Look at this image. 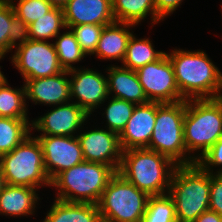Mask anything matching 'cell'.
<instances>
[{
	"mask_svg": "<svg viewBox=\"0 0 222 222\" xmlns=\"http://www.w3.org/2000/svg\"><path fill=\"white\" fill-rule=\"evenodd\" d=\"M177 87L185 100L215 99L222 72L203 50L174 49L167 53Z\"/></svg>",
	"mask_w": 222,
	"mask_h": 222,
	"instance_id": "6da1fadb",
	"label": "cell"
},
{
	"mask_svg": "<svg viewBox=\"0 0 222 222\" xmlns=\"http://www.w3.org/2000/svg\"><path fill=\"white\" fill-rule=\"evenodd\" d=\"M177 165L169 158L148 148L122 152L118 173L149 196L168 194L171 177Z\"/></svg>",
	"mask_w": 222,
	"mask_h": 222,
	"instance_id": "7a4b0ae2",
	"label": "cell"
},
{
	"mask_svg": "<svg viewBox=\"0 0 222 222\" xmlns=\"http://www.w3.org/2000/svg\"><path fill=\"white\" fill-rule=\"evenodd\" d=\"M211 173L197 163L176 166L168 195L173 199L178 222H194L209 210Z\"/></svg>",
	"mask_w": 222,
	"mask_h": 222,
	"instance_id": "3957f363",
	"label": "cell"
},
{
	"mask_svg": "<svg viewBox=\"0 0 222 222\" xmlns=\"http://www.w3.org/2000/svg\"><path fill=\"white\" fill-rule=\"evenodd\" d=\"M117 172L106 164L82 161L59 173L51 186L58 188L56 199L98 204L103 190Z\"/></svg>",
	"mask_w": 222,
	"mask_h": 222,
	"instance_id": "277c9868",
	"label": "cell"
},
{
	"mask_svg": "<svg viewBox=\"0 0 222 222\" xmlns=\"http://www.w3.org/2000/svg\"><path fill=\"white\" fill-rule=\"evenodd\" d=\"M183 129L186 151L197 161L222 138V106L215 99L186 100Z\"/></svg>",
	"mask_w": 222,
	"mask_h": 222,
	"instance_id": "5b68a950",
	"label": "cell"
},
{
	"mask_svg": "<svg viewBox=\"0 0 222 222\" xmlns=\"http://www.w3.org/2000/svg\"><path fill=\"white\" fill-rule=\"evenodd\" d=\"M185 112L186 100L174 103L157 102L155 126L147 147L166 156L177 166L196 163L187 153L184 143Z\"/></svg>",
	"mask_w": 222,
	"mask_h": 222,
	"instance_id": "8992f818",
	"label": "cell"
},
{
	"mask_svg": "<svg viewBox=\"0 0 222 222\" xmlns=\"http://www.w3.org/2000/svg\"><path fill=\"white\" fill-rule=\"evenodd\" d=\"M6 184L38 188L51 186L40 142L31 135L9 153L0 156Z\"/></svg>",
	"mask_w": 222,
	"mask_h": 222,
	"instance_id": "52a82bcc",
	"label": "cell"
},
{
	"mask_svg": "<svg viewBox=\"0 0 222 222\" xmlns=\"http://www.w3.org/2000/svg\"><path fill=\"white\" fill-rule=\"evenodd\" d=\"M149 195L118 172L103 190L97 206L102 222H141Z\"/></svg>",
	"mask_w": 222,
	"mask_h": 222,
	"instance_id": "ba28073f",
	"label": "cell"
},
{
	"mask_svg": "<svg viewBox=\"0 0 222 222\" xmlns=\"http://www.w3.org/2000/svg\"><path fill=\"white\" fill-rule=\"evenodd\" d=\"M24 80L45 78L63 72L54 44L29 39L10 57Z\"/></svg>",
	"mask_w": 222,
	"mask_h": 222,
	"instance_id": "9c48e42d",
	"label": "cell"
},
{
	"mask_svg": "<svg viewBox=\"0 0 222 222\" xmlns=\"http://www.w3.org/2000/svg\"><path fill=\"white\" fill-rule=\"evenodd\" d=\"M136 73L148 101L174 103L185 100L177 87L166 52L158 60L138 68Z\"/></svg>",
	"mask_w": 222,
	"mask_h": 222,
	"instance_id": "30bf717a",
	"label": "cell"
},
{
	"mask_svg": "<svg viewBox=\"0 0 222 222\" xmlns=\"http://www.w3.org/2000/svg\"><path fill=\"white\" fill-rule=\"evenodd\" d=\"M69 75L71 102L76 103L89 116L110 97L107 76L99 71L92 68H74L69 70ZM75 98L77 100L74 101Z\"/></svg>",
	"mask_w": 222,
	"mask_h": 222,
	"instance_id": "8fae6325",
	"label": "cell"
},
{
	"mask_svg": "<svg viewBox=\"0 0 222 222\" xmlns=\"http://www.w3.org/2000/svg\"><path fill=\"white\" fill-rule=\"evenodd\" d=\"M50 181L66 169L84 161L77 136H38Z\"/></svg>",
	"mask_w": 222,
	"mask_h": 222,
	"instance_id": "7c38bea8",
	"label": "cell"
},
{
	"mask_svg": "<svg viewBox=\"0 0 222 222\" xmlns=\"http://www.w3.org/2000/svg\"><path fill=\"white\" fill-rule=\"evenodd\" d=\"M77 138L85 161L106 164L118 172L123 152L118 133L96 128L79 132Z\"/></svg>",
	"mask_w": 222,
	"mask_h": 222,
	"instance_id": "4fadbf2b",
	"label": "cell"
},
{
	"mask_svg": "<svg viewBox=\"0 0 222 222\" xmlns=\"http://www.w3.org/2000/svg\"><path fill=\"white\" fill-rule=\"evenodd\" d=\"M88 118L89 115L81 107L69 102L57 105L45 115L31 120V131H40L39 136H77L75 134L83 128Z\"/></svg>",
	"mask_w": 222,
	"mask_h": 222,
	"instance_id": "5bb4252c",
	"label": "cell"
},
{
	"mask_svg": "<svg viewBox=\"0 0 222 222\" xmlns=\"http://www.w3.org/2000/svg\"><path fill=\"white\" fill-rule=\"evenodd\" d=\"M157 102L136 105L128 123L119 134L123 151L133 148H147L155 126Z\"/></svg>",
	"mask_w": 222,
	"mask_h": 222,
	"instance_id": "9a60e30c",
	"label": "cell"
},
{
	"mask_svg": "<svg viewBox=\"0 0 222 222\" xmlns=\"http://www.w3.org/2000/svg\"><path fill=\"white\" fill-rule=\"evenodd\" d=\"M69 77V71L64 70L53 76L24 80L26 99L53 108L71 102Z\"/></svg>",
	"mask_w": 222,
	"mask_h": 222,
	"instance_id": "2e32d148",
	"label": "cell"
},
{
	"mask_svg": "<svg viewBox=\"0 0 222 222\" xmlns=\"http://www.w3.org/2000/svg\"><path fill=\"white\" fill-rule=\"evenodd\" d=\"M66 26L115 22L112 0H69L63 7Z\"/></svg>",
	"mask_w": 222,
	"mask_h": 222,
	"instance_id": "e0dca14e",
	"label": "cell"
},
{
	"mask_svg": "<svg viewBox=\"0 0 222 222\" xmlns=\"http://www.w3.org/2000/svg\"><path fill=\"white\" fill-rule=\"evenodd\" d=\"M108 94L135 105L148 103L136 71L111 65L107 67Z\"/></svg>",
	"mask_w": 222,
	"mask_h": 222,
	"instance_id": "ac0fdd59",
	"label": "cell"
},
{
	"mask_svg": "<svg viewBox=\"0 0 222 222\" xmlns=\"http://www.w3.org/2000/svg\"><path fill=\"white\" fill-rule=\"evenodd\" d=\"M130 27L135 25L123 22H113L105 25L95 52L92 55L104 60H124L128 42L133 35Z\"/></svg>",
	"mask_w": 222,
	"mask_h": 222,
	"instance_id": "d6986e66",
	"label": "cell"
},
{
	"mask_svg": "<svg viewBox=\"0 0 222 222\" xmlns=\"http://www.w3.org/2000/svg\"><path fill=\"white\" fill-rule=\"evenodd\" d=\"M37 188L6 184L0 193V215L30 216L40 197Z\"/></svg>",
	"mask_w": 222,
	"mask_h": 222,
	"instance_id": "ffe728a7",
	"label": "cell"
},
{
	"mask_svg": "<svg viewBox=\"0 0 222 222\" xmlns=\"http://www.w3.org/2000/svg\"><path fill=\"white\" fill-rule=\"evenodd\" d=\"M42 222H102L99 208L92 203L66 202L55 198Z\"/></svg>",
	"mask_w": 222,
	"mask_h": 222,
	"instance_id": "44dd1931",
	"label": "cell"
},
{
	"mask_svg": "<svg viewBox=\"0 0 222 222\" xmlns=\"http://www.w3.org/2000/svg\"><path fill=\"white\" fill-rule=\"evenodd\" d=\"M115 21L138 25L149 15L152 25L163 21L156 13L154 0H112Z\"/></svg>",
	"mask_w": 222,
	"mask_h": 222,
	"instance_id": "7402d4cb",
	"label": "cell"
},
{
	"mask_svg": "<svg viewBox=\"0 0 222 222\" xmlns=\"http://www.w3.org/2000/svg\"><path fill=\"white\" fill-rule=\"evenodd\" d=\"M25 88L17 89L9 86L5 76L0 79V117L29 119Z\"/></svg>",
	"mask_w": 222,
	"mask_h": 222,
	"instance_id": "603a6c76",
	"label": "cell"
},
{
	"mask_svg": "<svg viewBox=\"0 0 222 222\" xmlns=\"http://www.w3.org/2000/svg\"><path fill=\"white\" fill-rule=\"evenodd\" d=\"M151 42L149 38L137 39L133 34L128 42L121 66L136 71L138 68L158 60L165 51L155 50Z\"/></svg>",
	"mask_w": 222,
	"mask_h": 222,
	"instance_id": "cb8c5ba5",
	"label": "cell"
},
{
	"mask_svg": "<svg viewBox=\"0 0 222 222\" xmlns=\"http://www.w3.org/2000/svg\"><path fill=\"white\" fill-rule=\"evenodd\" d=\"M29 119L0 117V156L12 151L31 134Z\"/></svg>",
	"mask_w": 222,
	"mask_h": 222,
	"instance_id": "d4e9b609",
	"label": "cell"
},
{
	"mask_svg": "<svg viewBox=\"0 0 222 222\" xmlns=\"http://www.w3.org/2000/svg\"><path fill=\"white\" fill-rule=\"evenodd\" d=\"M66 30L63 9L54 7L50 12L29 25L30 39L46 41L56 38L60 30Z\"/></svg>",
	"mask_w": 222,
	"mask_h": 222,
	"instance_id": "484cf974",
	"label": "cell"
},
{
	"mask_svg": "<svg viewBox=\"0 0 222 222\" xmlns=\"http://www.w3.org/2000/svg\"><path fill=\"white\" fill-rule=\"evenodd\" d=\"M67 29L69 31H65L62 34L60 33L53 44L58 55L60 66L63 70L69 71L76 68L73 64L82 61L87 55L81 49L71 29Z\"/></svg>",
	"mask_w": 222,
	"mask_h": 222,
	"instance_id": "4316f807",
	"label": "cell"
},
{
	"mask_svg": "<svg viewBox=\"0 0 222 222\" xmlns=\"http://www.w3.org/2000/svg\"><path fill=\"white\" fill-rule=\"evenodd\" d=\"M107 99L109 102L106 105L107 107H105L104 113H102L106 117L107 126L105 127L110 131L120 134L128 123L136 105L114 97L111 100H109V97Z\"/></svg>",
	"mask_w": 222,
	"mask_h": 222,
	"instance_id": "83f0119b",
	"label": "cell"
},
{
	"mask_svg": "<svg viewBox=\"0 0 222 222\" xmlns=\"http://www.w3.org/2000/svg\"><path fill=\"white\" fill-rule=\"evenodd\" d=\"M141 222H178L173 199L168 194L150 196Z\"/></svg>",
	"mask_w": 222,
	"mask_h": 222,
	"instance_id": "f1b7e54d",
	"label": "cell"
},
{
	"mask_svg": "<svg viewBox=\"0 0 222 222\" xmlns=\"http://www.w3.org/2000/svg\"><path fill=\"white\" fill-rule=\"evenodd\" d=\"M14 1L16 0H12L10 3L13 6L15 15L28 25L35 22L54 8L45 0H17V5Z\"/></svg>",
	"mask_w": 222,
	"mask_h": 222,
	"instance_id": "f546056e",
	"label": "cell"
},
{
	"mask_svg": "<svg viewBox=\"0 0 222 222\" xmlns=\"http://www.w3.org/2000/svg\"><path fill=\"white\" fill-rule=\"evenodd\" d=\"M104 26L105 25L82 24L66 27L71 29L85 54L91 56L96 50Z\"/></svg>",
	"mask_w": 222,
	"mask_h": 222,
	"instance_id": "4dcf8cb0",
	"label": "cell"
},
{
	"mask_svg": "<svg viewBox=\"0 0 222 222\" xmlns=\"http://www.w3.org/2000/svg\"><path fill=\"white\" fill-rule=\"evenodd\" d=\"M15 16L10 2H0V56L3 58L9 52V32L12 27V18Z\"/></svg>",
	"mask_w": 222,
	"mask_h": 222,
	"instance_id": "1f68e13d",
	"label": "cell"
},
{
	"mask_svg": "<svg viewBox=\"0 0 222 222\" xmlns=\"http://www.w3.org/2000/svg\"><path fill=\"white\" fill-rule=\"evenodd\" d=\"M196 163L206 172L213 173L214 167H219L218 171L214 173H218L222 169V138H220L212 147H210L202 157H200Z\"/></svg>",
	"mask_w": 222,
	"mask_h": 222,
	"instance_id": "d6a6232c",
	"label": "cell"
},
{
	"mask_svg": "<svg viewBox=\"0 0 222 222\" xmlns=\"http://www.w3.org/2000/svg\"><path fill=\"white\" fill-rule=\"evenodd\" d=\"M11 27L12 29L9 32V52L30 39L29 25L16 15L12 18Z\"/></svg>",
	"mask_w": 222,
	"mask_h": 222,
	"instance_id": "836d02e7",
	"label": "cell"
},
{
	"mask_svg": "<svg viewBox=\"0 0 222 222\" xmlns=\"http://www.w3.org/2000/svg\"><path fill=\"white\" fill-rule=\"evenodd\" d=\"M209 210L222 217V177L217 173L211 174Z\"/></svg>",
	"mask_w": 222,
	"mask_h": 222,
	"instance_id": "e575fe53",
	"label": "cell"
},
{
	"mask_svg": "<svg viewBox=\"0 0 222 222\" xmlns=\"http://www.w3.org/2000/svg\"><path fill=\"white\" fill-rule=\"evenodd\" d=\"M184 0H154L156 13L164 19L173 14Z\"/></svg>",
	"mask_w": 222,
	"mask_h": 222,
	"instance_id": "d590c367",
	"label": "cell"
},
{
	"mask_svg": "<svg viewBox=\"0 0 222 222\" xmlns=\"http://www.w3.org/2000/svg\"><path fill=\"white\" fill-rule=\"evenodd\" d=\"M194 222H222V217L212 210L202 213Z\"/></svg>",
	"mask_w": 222,
	"mask_h": 222,
	"instance_id": "8d00e7d4",
	"label": "cell"
},
{
	"mask_svg": "<svg viewBox=\"0 0 222 222\" xmlns=\"http://www.w3.org/2000/svg\"><path fill=\"white\" fill-rule=\"evenodd\" d=\"M49 4H51L53 7L62 8L67 4L69 0H45Z\"/></svg>",
	"mask_w": 222,
	"mask_h": 222,
	"instance_id": "74e56055",
	"label": "cell"
},
{
	"mask_svg": "<svg viewBox=\"0 0 222 222\" xmlns=\"http://www.w3.org/2000/svg\"><path fill=\"white\" fill-rule=\"evenodd\" d=\"M5 185H6V182H5V178L3 175L2 166L0 162V193L4 189Z\"/></svg>",
	"mask_w": 222,
	"mask_h": 222,
	"instance_id": "f35d334b",
	"label": "cell"
},
{
	"mask_svg": "<svg viewBox=\"0 0 222 222\" xmlns=\"http://www.w3.org/2000/svg\"><path fill=\"white\" fill-rule=\"evenodd\" d=\"M220 92H222V77H221L218 93L215 97V100L222 106V93H220Z\"/></svg>",
	"mask_w": 222,
	"mask_h": 222,
	"instance_id": "ab89813d",
	"label": "cell"
},
{
	"mask_svg": "<svg viewBox=\"0 0 222 222\" xmlns=\"http://www.w3.org/2000/svg\"><path fill=\"white\" fill-rule=\"evenodd\" d=\"M3 59V57L2 56H0V61ZM4 75H3V73L1 72V68H0V79L3 77Z\"/></svg>",
	"mask_w": 222,
	"mask_h": 222,
	"instance_id": "60d3db41",
	"label": "cell"
},
{
	"mask_svg": "<svg viewBox=\"0 0 222 222\" xmlns=\"http://www.w3.org/2000/svg\"><path fill=\"white\" fill-rule=\"evenodd\" d=\"M217 174L222 177V169Z\"/></svg>",
	"mask_w": 222,
	"mask_h": 222,
	"instance_id": "b9f144b4",
	"label": "cell"
}]
</instances>
